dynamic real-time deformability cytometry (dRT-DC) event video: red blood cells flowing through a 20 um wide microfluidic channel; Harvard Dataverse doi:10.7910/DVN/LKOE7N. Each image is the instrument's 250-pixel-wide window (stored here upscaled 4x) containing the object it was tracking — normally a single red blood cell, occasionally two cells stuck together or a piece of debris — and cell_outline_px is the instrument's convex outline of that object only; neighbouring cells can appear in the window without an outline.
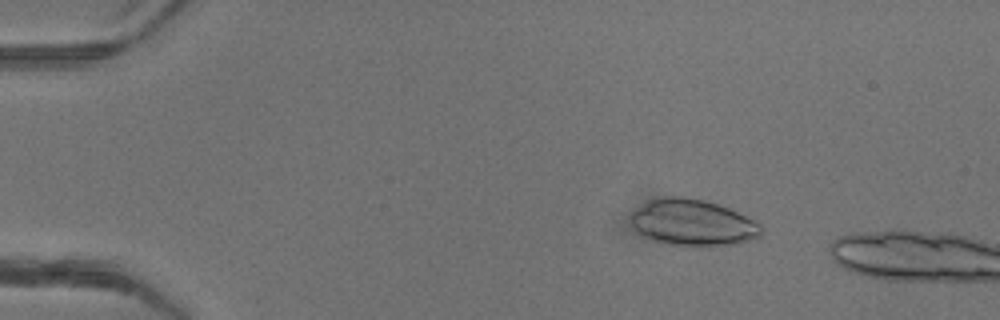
{"species": "common noctule bat (a hibernating species)", "species_latin": "Nyctalus noctula", "temperature_condition": "warm", "stored_images_in_passage": 9, "camera_frame_rate_fps": 3000, "um_per_image_px": 0.085, "animal": {"sex": "female"}, "frame": {"image": 1, "passage_image": 6, "time_ms": 1.667, "image_size_px": [1000, 320], "cell_outline_px": [[764, 228], [760, 236], [748, 240], [732, 244], [672, 244], [640, 236], [636, 232], [628, 216], [636, 208], [648, 200], [664, 196], [684, 196], [704, 200], [728, 208], [760, 224]], "centroid_in_image_um": [58.81, 18.88], "position_along_channel_um": 26.2, "area_um2": 34.68}}